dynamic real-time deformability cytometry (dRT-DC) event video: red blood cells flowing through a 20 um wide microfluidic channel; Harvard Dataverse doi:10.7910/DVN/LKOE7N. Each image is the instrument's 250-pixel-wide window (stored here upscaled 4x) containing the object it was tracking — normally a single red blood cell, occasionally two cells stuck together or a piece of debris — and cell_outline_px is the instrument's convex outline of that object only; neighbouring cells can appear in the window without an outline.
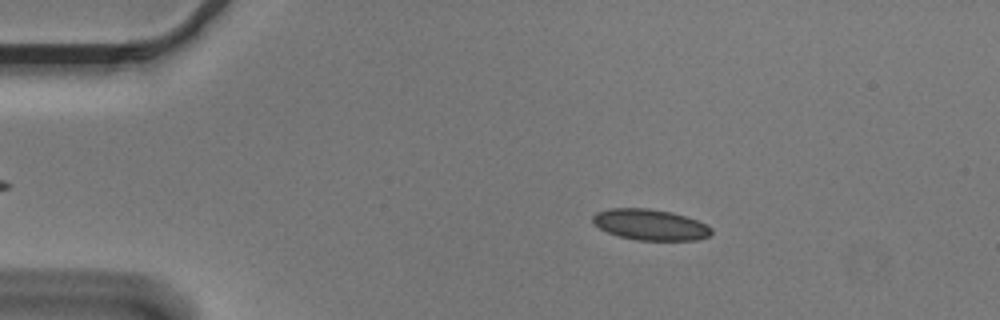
{"species": "Egyptian fruit bat (a non-hibernating species)", "species_latin": "Rousettus aegyptiacus", "temperature_condition": "cold", "stored_images_in_passage": 54, "camera_frame_rate_fps": 3000, "um_per_image_px": 0.085, "animal": {"sex": "male"}, "frame": {"image": 1, "passage_image": 9, "time_ms": 2.667, "image_size_px": [1000, 320], "cell_outline_px": [[712, 232], [708, 236], [696, 240], [636, 240], [620, 236], [608, 232], [600, 228], [592, 220], [592, 216], [596, 212], [608, 208], [648, 208], [672, 212], [696, 220], [712, 228]], "centroid_in_image_um": [55.25, 19.09], "position_along_channel_um": 29.8, "area_um2": 21.21}}
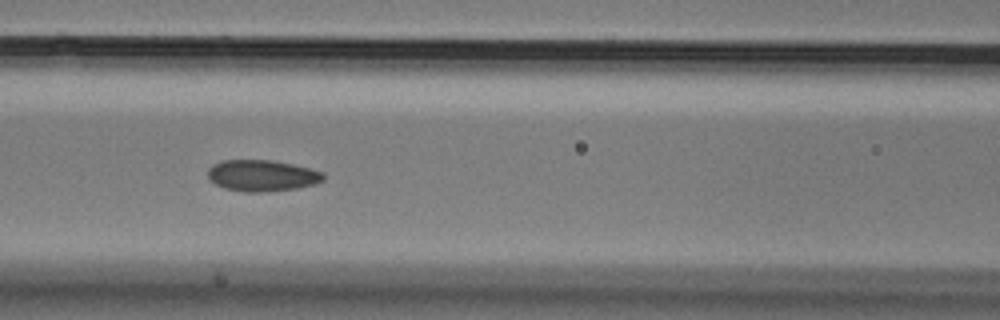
{"frame": {"image": 2, "passage_image": 23, "time_ms": 7.333, "image_size_px": [1000, 320], "cell_outline_px": [[324, 180], [316, 184], [296, 188], [264, 192], [244, 192], [224, 188], [208, 180], [208, 168], [212, 164], [220, 160], [272, 160], [312, 168], [324, 172]], "centroid_in_image_um": [22.27, 14.92], "position_along_channel_um": 144.3, "area_um2": 21.39}}
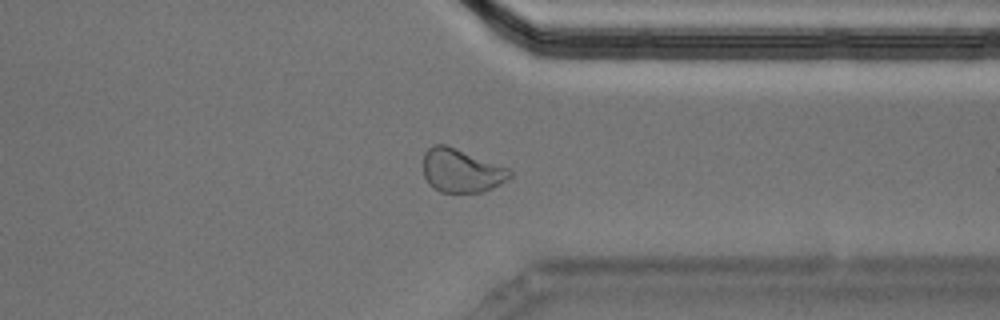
{"frame": {"image": 3, "passage_image": 42, "time_ms": 13.667, "image_size_px": [1000, 320], "cell_outline_px": [[512, 176], [508, 180], [492, 188], [480, 192], [440, 192], [432, 188], [428, 184], [424, 176], [424, 152], [432, 144], [444, 144], [456, 148], [508, 168], [512, 172]], "centroid_in_image_um": [39.19, 14.51], "position_along_channel_um": 372.2, "area_um2": 21.96}, "authors_computed_cell_mechanics": {"area_um2": 21.2126, "velocity_mm_per_s": 3.6216, "shape_relaxation_time_tau1_ms": null, "shape_relaxation_time_tau2_ms": 1.9327, "deformation_change_tau1": null, "deformation_change_tau2": 0.0492}}